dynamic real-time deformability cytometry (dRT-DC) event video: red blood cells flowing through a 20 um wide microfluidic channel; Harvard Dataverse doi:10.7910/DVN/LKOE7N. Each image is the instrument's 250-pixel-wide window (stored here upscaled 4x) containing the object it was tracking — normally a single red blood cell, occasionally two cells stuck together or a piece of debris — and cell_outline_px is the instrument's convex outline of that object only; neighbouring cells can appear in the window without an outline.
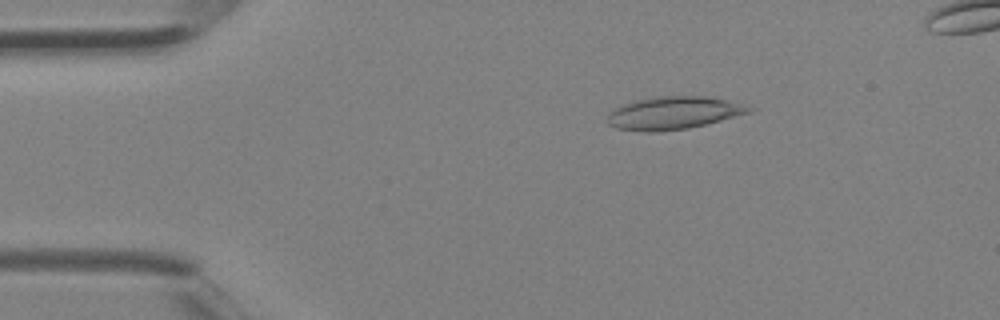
{"species": "Egyptian fruit bat (a non-hibernating species)", "species_latin": "Rousettus aegyptiacus", "temperature_condition": "room temperature", "stored_images_in_passage": 4, "camera_frame_rate_fps": 3000, "um_per_image_px": 0.085, "animal": {"sex": "female"}, "frame": {"image": 1, "passage_image": 2, "time_ms": 0.333, "image_size_px": [1000, 320], "cell_outline_px": [[756, 108], [748, 112], [720, 120], [688, 128], [652, 132], [644, 132], [616, 128], [608, 124], [608, 112], [624, 104], [636, 100], [656, 96], [708, 96], [728, 100]], "centroid_in_image_um": [57.22, 9.59], "position_along_channel_um": 27.8, "area_um2": 26.76}}